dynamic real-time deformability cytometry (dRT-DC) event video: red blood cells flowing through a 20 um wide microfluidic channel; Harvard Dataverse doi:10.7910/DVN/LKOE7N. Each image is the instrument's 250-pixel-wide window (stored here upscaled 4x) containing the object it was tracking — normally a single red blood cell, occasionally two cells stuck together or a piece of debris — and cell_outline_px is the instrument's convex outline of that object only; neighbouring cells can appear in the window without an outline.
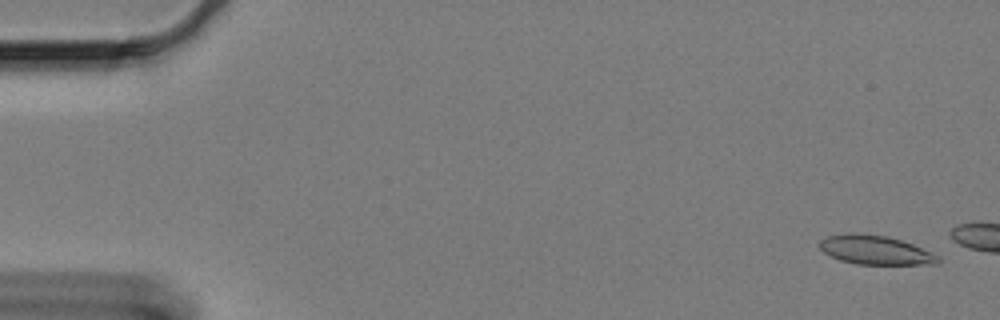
{"species": "Egyptian fruit bat (a non-hibernating species)", "species_latin": "Rousettus aegyptiacus", "temperature_condition": "cold", "stored_images_in_passage": 12, "camera_frame_rate_fps": 3000, "um_per_image_px": 0.085, "animal": {"sex": "female"}, "frame": {"image": 1, "passage_image": 3, "time_ms": 0.667, "image_size_px": [1000, 320], "cell_outline_px": [[940, 264], [856, 264], [840, 260], [824, 252], [820, 248], [820, 240], [828, 236], [848, 232], [852, 232], [888, 236], [912, 244], [932, 252], [940, 256]], "centroid_in_image_um": [74.42, 21.25], "position_along_channel_um": 10.6, "area_um2": 20.06}}